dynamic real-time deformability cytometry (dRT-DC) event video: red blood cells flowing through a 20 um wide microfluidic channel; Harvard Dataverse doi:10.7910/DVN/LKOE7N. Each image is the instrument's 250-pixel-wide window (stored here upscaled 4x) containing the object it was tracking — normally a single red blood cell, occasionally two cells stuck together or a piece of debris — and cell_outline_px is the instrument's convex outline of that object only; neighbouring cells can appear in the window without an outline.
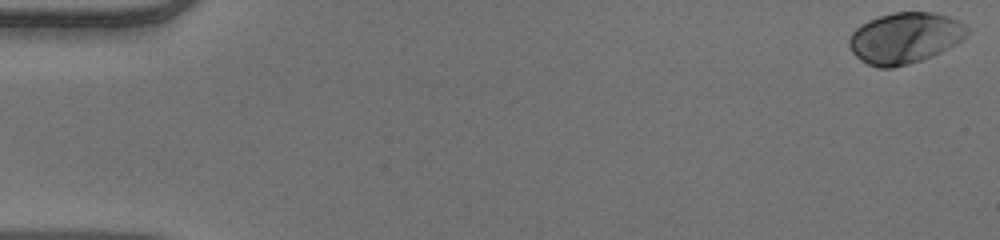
{"species": "human", "species_latin": "Homo sapiens", "temperature_condition": "warm", "stored_images_in_passage": 53, "camera_frame_rate_fps": 3000, "um_per_image_px": 0.085, "donor": {"sex": "male"}, "frame": {"image": 1, "passage_image": 1, "time_ms": 0.0, "image_size_px": [1000, 240], "cell_outline_px": [[968, 32], [956, 44], [932, 56], [908, 64], [892, 68], [880, 68], [868, 64], [860, 60], [852, 52], [848, 44], [848, 40], [852, 32], [860, 24], [868, 20], [892, 12], [932, 12], [948, 16], [964, 24], [968, 28]], "centroid_in_image_um": [76.88, 3.22], "position_along_channel_um": 8.1, "area_um2": 34.97}}
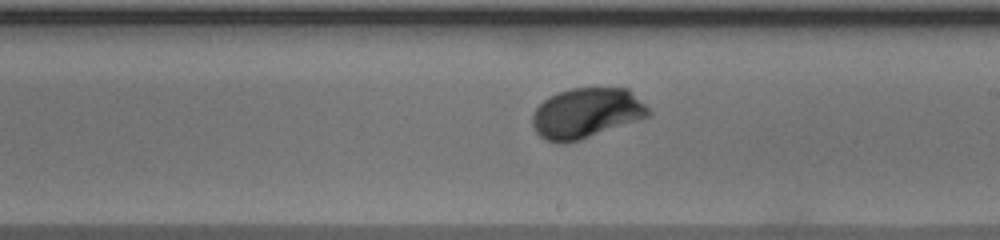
{"frame": {"image": 2, "passage_image": 31, "time_ms": 10.0, "image_size_px": [1000, 240], "cell_outline_px": [[652, 116], [580, 140], [560, 144], [544, 140], [536, 132], [532, 124], [532, 112], [548, 96], [556, 92], [572, 88], [628, 88], [652, 112]], "centroid_in_image_um": [49.83, 9.62], "position_along_channel_um": 239.2, "area_um2": 34.28}}
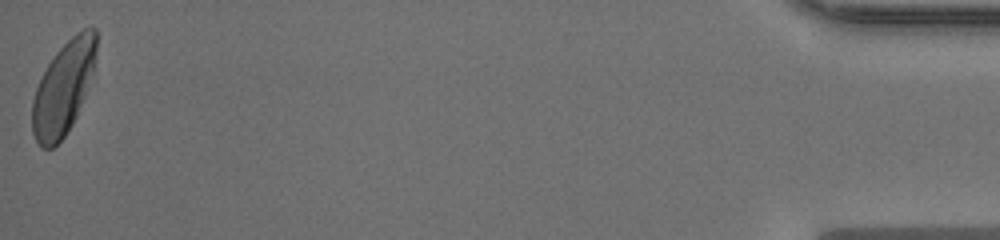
{"frame": {"image": 3, "passage_image": 53, "time_ms": 17.333, "image_size_px": [1000, 240], "cell_outline_px": [[96, 52], [92, 72], [84, 96], [76, 116], [72, 124], [64, 136], [52, 148], [40, 148], [32, 132], [32, 100], [36, 88], [48, 64], [56, 52], [76, 32], [84, 28], [96, 28]], "centroid_in_image_um": [5.37, 7.5], "position_along_channel_um": 429.8, "area_um2": 34.1}, "authors_computed_cell_mechanics": {"area_um2": 33.813, "velocity_mm_per_s": 3.8845, "shape_relaxation_time_tau1_ms": 1.5337, "shape_relaxation_time_tau2_ms": null, "deformation_change_tau1": 0.1243, "deformation_change_tau2": null}}